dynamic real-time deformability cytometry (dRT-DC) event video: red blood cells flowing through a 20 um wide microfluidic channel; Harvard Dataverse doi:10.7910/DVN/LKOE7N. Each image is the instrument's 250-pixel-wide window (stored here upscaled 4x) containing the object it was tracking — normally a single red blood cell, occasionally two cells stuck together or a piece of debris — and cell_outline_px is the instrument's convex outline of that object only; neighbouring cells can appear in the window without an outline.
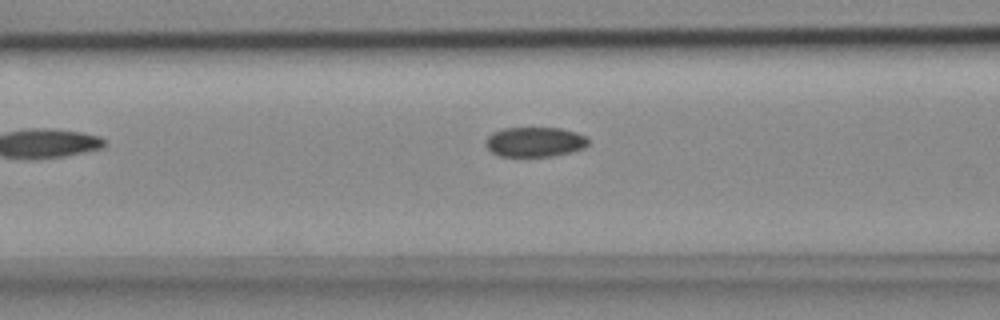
{"species": "common noctule bat (a hibernating species)", "species_latin": "Nyctalus noctula", "temperature_condition": "cold", "stored_images_in_passage": 8, "camera_frame_rate_fps": 3000, "um_per_image_px": 0.085, "animal": {"sex": "female", "body_mass_g": 18.4}, "frame": {"image": 1, "passage_image": 7, "time_ms": 2.0, "image_size_px": [1000, 320], "cell_outline_px": [[588, 144], [584, 148], [552, 156], [500, 156], [492, 152], [484, 144], [484, 140], [492, 132], [504, 128], [560, 128], [576, 132], [588, 136]], "centroid_in_image_um": [45.44, 12.05], "position_along_channel_um": 121.2, "area_um2": 17.86}}
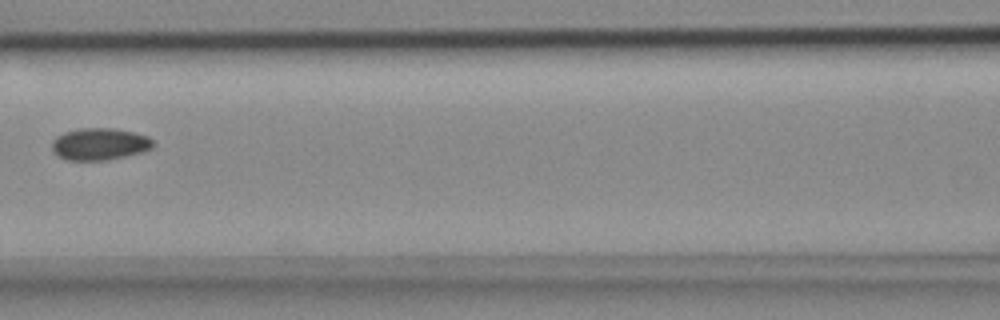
{"frame": {"image": 2, "passage_image": 8, "time_ms": 2.333, "image_size_px": [1000, 320], "cell_outline_px": [[152, 148], [140, 152], [108, 160], [68, 160], [60, 156], [52, 148], [52, 140], [56, 136], [64, 132], [80, 128], [112, 128], [132, 132], [148, 136], [152, 140]], "centroid_in_image_um": [8.45, 12.23], "position_along_channel_um": 158.2, "area_um2": 18.61}}